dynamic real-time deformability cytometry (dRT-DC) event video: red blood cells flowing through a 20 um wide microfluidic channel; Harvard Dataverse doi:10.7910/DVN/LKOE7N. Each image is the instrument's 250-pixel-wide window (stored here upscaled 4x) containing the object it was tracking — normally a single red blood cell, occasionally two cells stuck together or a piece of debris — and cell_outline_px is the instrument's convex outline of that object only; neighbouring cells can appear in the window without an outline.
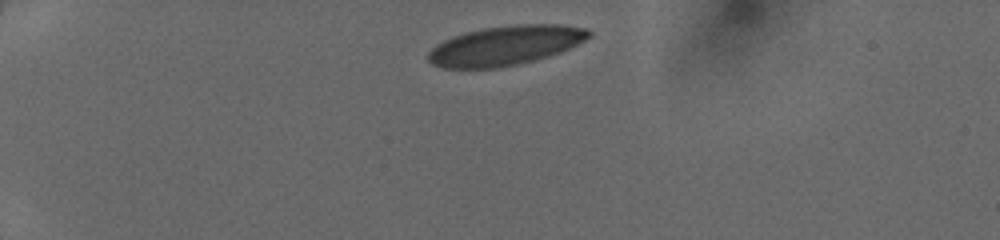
{"species": "human", "species_latin": "Homo sapiens", "temperature_condition": "cold", "stored_images_in_passage": 37, "camera_frame_rate_fps": 3000, "um_per_image_px": 0.085, "donor": {"sex": "female"}, "frame": {"image": 1, "passage_image": 1, "time_ms": 0.0, "image_size_px": [1000, 240], "cell_outline_px": [[592, 36], [560, 52], [548, 56], [516, 64], [496, 68], [444, 68], [432, 64], [428, 60], [428, 52], [436, 44], [452, 36], [464, 32], [484, 28], [516, 24], [560, 24], [588, 28], [592, 32]], "centroid_in_image_um": [42.95, 3.85], "position_along_channel_um": 42.1, "area_um2": 36.88}}
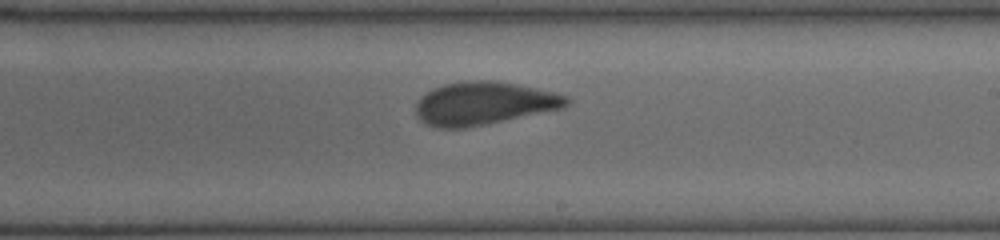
{"frame": {"image": 2, "passage_image": 20, "time_ms": 6.333, "image_size_px": [1000, 240], "cell_outline_px": [[572, 100], [564, 108], [464, 128], [440, 128], [428, 124], [420, 120], [416, 116], [416, 104], [420, 96], [432, 88], [444, 84], [464, 80], [488, 80], [516, 84], [536, 88], [568, 96]], "centroid_in_image_um": [41.1, 8.77], "position_along_channel_um": 247.9, "area_um2": 37.69}}
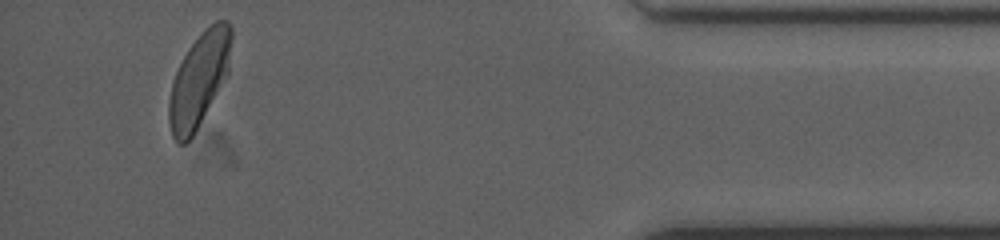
{"frame": {"image": 3, "passage_image": 35, "time_ms": 11.333, "image_size_px": [1000, 240], "cell_outline_px": [[232, 36], [228, 76], [192, 136], [184, 144], [176, 144], [172, 136], [168, 120], [168, 100], [172, 84], [176, 72], [188, 48], [204, 28], [216, 20], [228, 20], [232, 24]], "centroid_in_image_um": [16.94, 6.75], "position_along_channel_um": 418.3, "area_um2": 34.39}}